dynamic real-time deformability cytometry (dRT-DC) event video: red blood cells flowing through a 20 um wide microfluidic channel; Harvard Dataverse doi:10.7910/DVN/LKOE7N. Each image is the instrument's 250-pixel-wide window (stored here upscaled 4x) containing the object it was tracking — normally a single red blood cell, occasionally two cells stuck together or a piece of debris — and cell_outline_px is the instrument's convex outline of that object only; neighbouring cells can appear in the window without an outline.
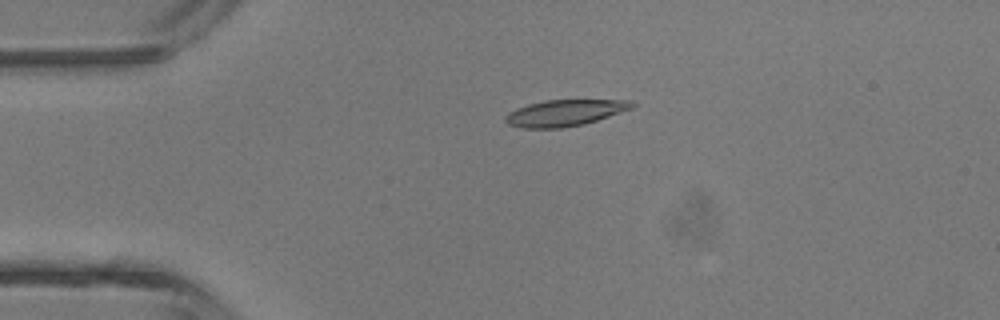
{"species": "common noctule bat (a hibernating species)", "species_latin": "Nyctalus noctula", "temperature_condition": "room temperature", "stored_images_in_passage": 5, "camera_frame_rate_fps": 3000, "um_per_image_px": 0.085, "animal": {"sex": "male", "body_mass_g": 13.3}, "frame": {"image": 1, "passage_image": 3, "time_ms": 3.0, "image_size_px": [1000, 320], "cell_outline_px": [[636, 104], [632, 108], [584, 124], [560, 128], [520, 128], [508, 124], [504, 120], [504, 116], [508, 112], [516, 108], [528, 104], [544, 100], [632, 100]], "centroid_in_image_um": [47.96, 9.59], "position_along_channel_um": 37.0, "area_um2": 19.42}}
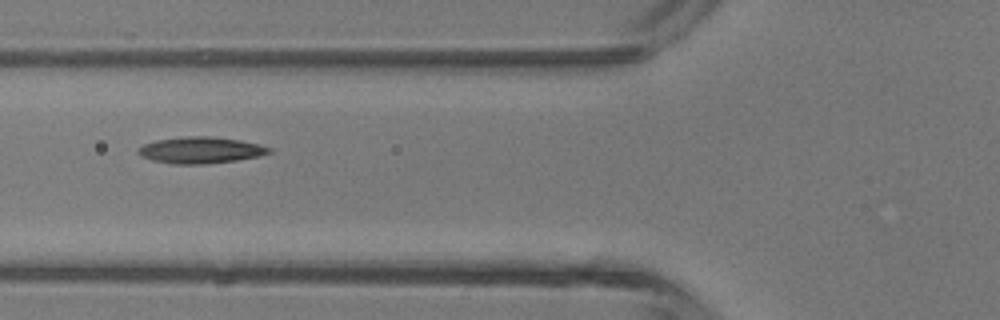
{"frame": {"image": 2, "passage_image": 5, "time_ms": 5.333, "image_size_px": [1000, 320], "cell_outline_px": [[272, 152], [260, 156], [236, 160], [208, 164], [172, 164], [152, 160], [140, 156], [136, 152], [144, 144], [156, 140], [188, 136], [212, 136], [240, 140], [260, 144], [272, 148]], "centroid_in_image_um": [17.08, 12.76], "position_along_channel_um": 108.7, "area_um2": 20.29}}